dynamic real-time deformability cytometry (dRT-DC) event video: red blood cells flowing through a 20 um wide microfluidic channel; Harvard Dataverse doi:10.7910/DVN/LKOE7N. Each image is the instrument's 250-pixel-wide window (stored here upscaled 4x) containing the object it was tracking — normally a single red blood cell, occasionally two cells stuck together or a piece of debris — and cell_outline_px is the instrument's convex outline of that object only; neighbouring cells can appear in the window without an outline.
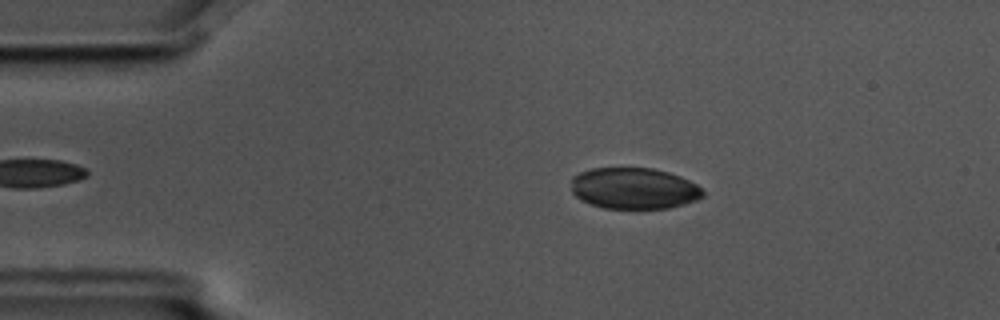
{"species": "common noctule bat (a hibernating species)", "species_latin": "Nyctalus noctula", "temperature_condition": "cold", "stored_images_in_passage": 48, "camera_frame_rate_fps": 3000, "um_per_image_px": 0.085, "animal": {"sex": "male", "body_mass_g": 17.5, "forearm_length_mm": 52.3}, "frame": {"image": 1, "passage_image": 10, "time_ms": 3.0, "image_size_px": [1000, 320], "cell_outline_px": [[704, 196], [696, 200], [684, 204], [668, 208], [604, 208], [580, 200], [572, 192], [572, 176], [580, 172], [592, 168], [652, 168], [668, 172], [680, 176], [696, 184], [704, 192]], "centroid_in_image_um": [53.88, 16.01], "position_along_channel_um": 31.1, "area_um2": 31.62}}
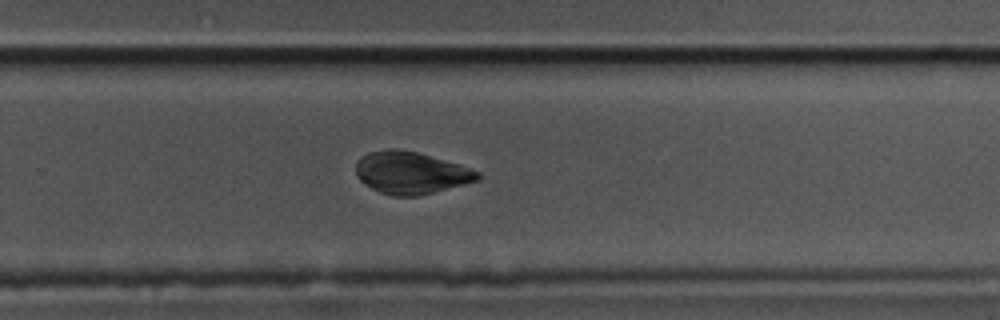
{"frame": {"image": 2, "passage_image": 36, "time_ms": 11.667, "image_size_px": [1000, 320], "cell_outline_px": [[480, 180], [420, 196], [392, 196], [380, 192], [364, 184], [360, 180], [356, 172], [356, 160], [360, 156], [368, 152], [388, 148], [396, 148], [416, 152], [460, 164], [480, 172]], "centroid_in_image_um": [34.92, 14.68], "position_along_channel_um": 294.9, "area_um2": 30.17}}
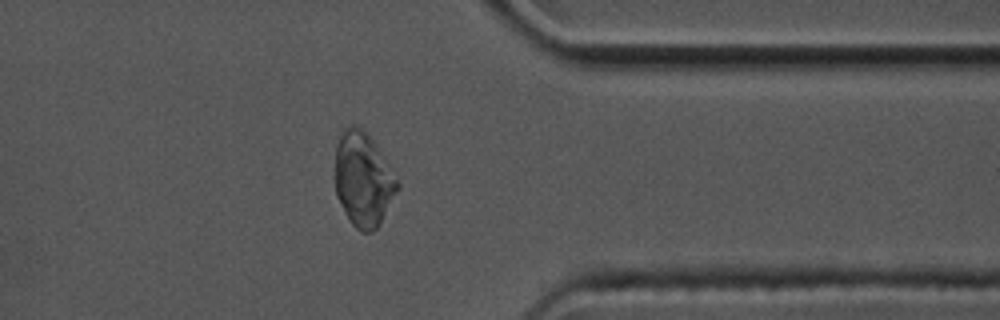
{"frame": {"image": 3, "passage_image": 44, "time_ms": 14.333, "image_size_px": [1000, 320], "cell_outline_px": [[400, 188], [376, 228], [372, 232], [360, 232], [348, 220], [336, 196], [336, 144], [340, 132], [348, 124], [352, 124], [360, 128], [372, 140], [400, 184]], "centroid_in_image_um": [30.85, 15.27], "position_along_channel_um": 380.6, "area_um2": 33.81}}